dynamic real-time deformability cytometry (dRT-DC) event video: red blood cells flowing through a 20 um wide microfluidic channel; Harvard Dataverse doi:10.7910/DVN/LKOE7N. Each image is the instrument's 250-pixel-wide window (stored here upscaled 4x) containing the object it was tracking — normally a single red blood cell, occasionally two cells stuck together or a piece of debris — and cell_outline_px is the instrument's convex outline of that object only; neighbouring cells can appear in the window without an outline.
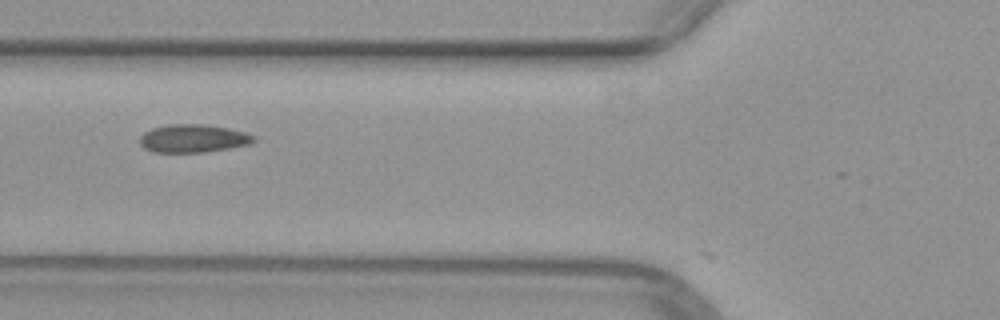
{"species": "common noctule bat (a hibernating species)", "species_latin": "Nyctalus noctula", "temperature_condition": "warm", "stored_images_in_passage": 6, "camera_frame_rate_fps": 3000, "um_per_image_px": 0.085, "animal": {"sex": "female", "body_mass_g": 29.2, "forearm_length_mm": 56.3}, "frame": {"image": 1, "passage_image": 3, "time_ms": 0.667, "image_size_px": [1000, 320], "cell_outline_px": [[256, 140], [252, 144], [204, 152], [152, 152], [144, 148], [140, 144], [140, 136], [144, 132], [152, 128], [168, 124], [208, 124], [228, 128], [244, 132], [256, 136]], "centroid_in_image_um": [16.43, 11.76], "position_along_channel_um": 109.4, "area_um2": 18.79}}